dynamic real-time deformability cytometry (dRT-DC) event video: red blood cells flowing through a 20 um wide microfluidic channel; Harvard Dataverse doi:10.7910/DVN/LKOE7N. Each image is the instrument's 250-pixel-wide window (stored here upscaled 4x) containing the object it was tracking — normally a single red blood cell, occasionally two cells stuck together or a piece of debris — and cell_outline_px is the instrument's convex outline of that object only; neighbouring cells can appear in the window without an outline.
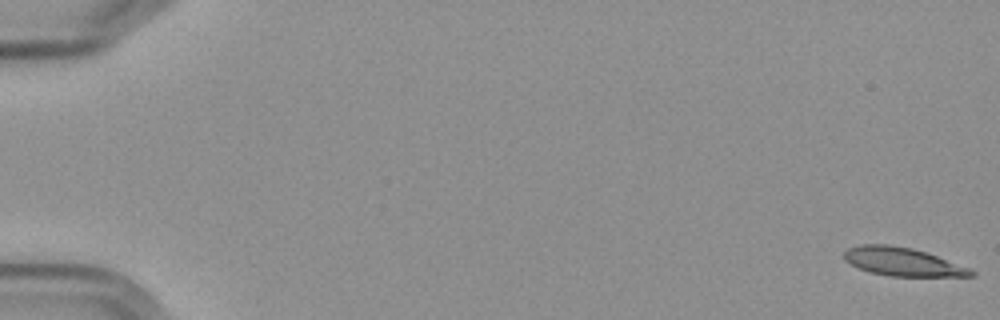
{"species": "Egyptian fruit bat (a non-hibernating species)", "species_latin": "Rousettus aegyptiacus", "temperature_condition": "cold", "stored_images_in_passage": 58, "camera_frame_rate_fps": 3000, "um_per_image_px": 0.085, "frame": {"image": 1, "passage_image": 1, "time_ms": 0.0, "image_size_px": [1000, 320], "cell_outline_px": [[976, 276], [888, 276], [872, 272], [860, 268], [844, 260], [844, 252], [848, 248], [860, 244], [888, 244], [912, 248], [972, 268], [976, 272]], "centroid_in_image_um": [76.74, 22.25], "position_along_channel_um": 8.3, "area_um2": 20.87}}
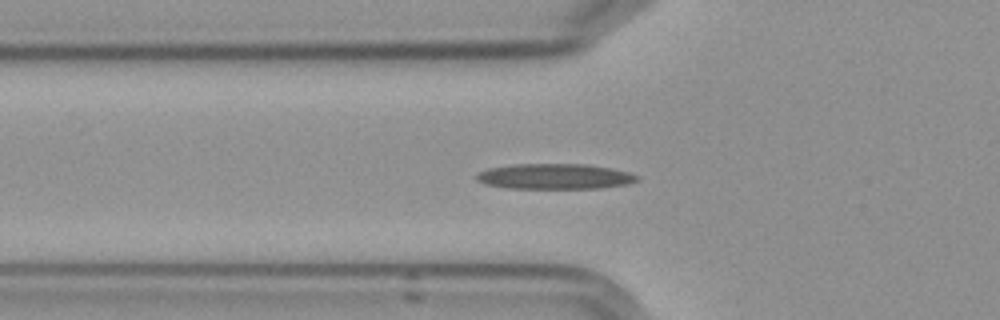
{"frame": {"image": 2, "passage_image": 21, "time_ms": 6.667, "image_size_px": [1000, 320], "cell_outline_px": [[640, 176], [636, 180], [628, 184], [600, 188], [508, 188], [484, 184], [476, 180], [476, 172], [488, 168], [516, 164], [588, 164], [628, 172]], "centroid_in_image_um": [47.11, 14.99], "position_along_channel_um": 78.7, "area_um2": 23.76}}
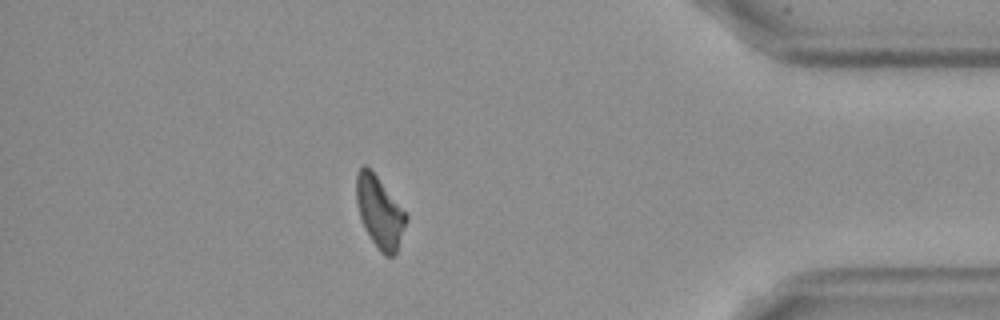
{"frame": {"image": 3, "passage_image": 51, "time_ms": 16.667, "image_size_px": [1000, 320], "cell_outline_px": [[408, 220], [396, 252], [392, 256], [384, 256], [380, 252], [364, 228], [356, 204], [356, 172], [364, 164], [376, 176], [408, 216]], "centroid_in_image_um": [32.25, 18.05], "position_along_channel_um": 402.9, "area_um2": 20.4}, "authors_computed_cell_mechanics": {"area_um2": 21.6461, "velocity_mm_per_s": 3.5884, "shape_relaxation_time_tau1_ms": null, "shape_relaxation_time_tau2_ms": 8.9146, "deformation_change_tau1": null, "deformation_change_tau2": 0.2156}}